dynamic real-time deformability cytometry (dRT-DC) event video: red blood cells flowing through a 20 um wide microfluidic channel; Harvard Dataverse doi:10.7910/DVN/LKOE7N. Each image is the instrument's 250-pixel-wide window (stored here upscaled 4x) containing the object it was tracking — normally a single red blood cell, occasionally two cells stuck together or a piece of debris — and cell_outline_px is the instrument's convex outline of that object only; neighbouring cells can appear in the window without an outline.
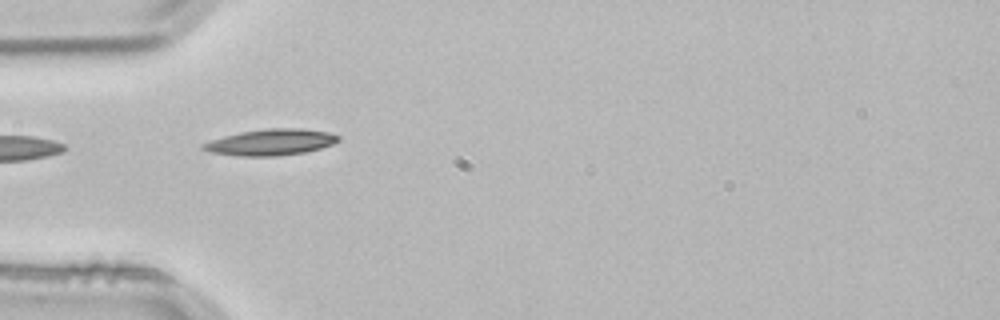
{"species": "common noctule bat (a hibernating species)", "species_latin": "Nyctalus noctula", "temperature_condition": "room temperature", "stored_images_in_passage": 1, "camera_frame_rate_fps": 3000, "um_per_image_px": 0.085, "animal": {"sex": "male", "body_mass_g": 21.5, "forearm_length_mm": 52.0}, "frame": {"image": 1, "passage_image": 1, "time_ms": 0.0, "image_size_px": [1000, 320], "cell_outline_px": [[340, 140], [332, 144], [320, 148], [304, 152], [276, 156], [240, 156], [208, 152], [200, 148], [200, 144], [224, 136], [240, 132], [268, 128], [300, 128], [328, 132], [340, 136]], "centroid_in_image_um": [22.99, 12.09], "position_along_channel_um": 62.0, "area_um2": 20.63}}